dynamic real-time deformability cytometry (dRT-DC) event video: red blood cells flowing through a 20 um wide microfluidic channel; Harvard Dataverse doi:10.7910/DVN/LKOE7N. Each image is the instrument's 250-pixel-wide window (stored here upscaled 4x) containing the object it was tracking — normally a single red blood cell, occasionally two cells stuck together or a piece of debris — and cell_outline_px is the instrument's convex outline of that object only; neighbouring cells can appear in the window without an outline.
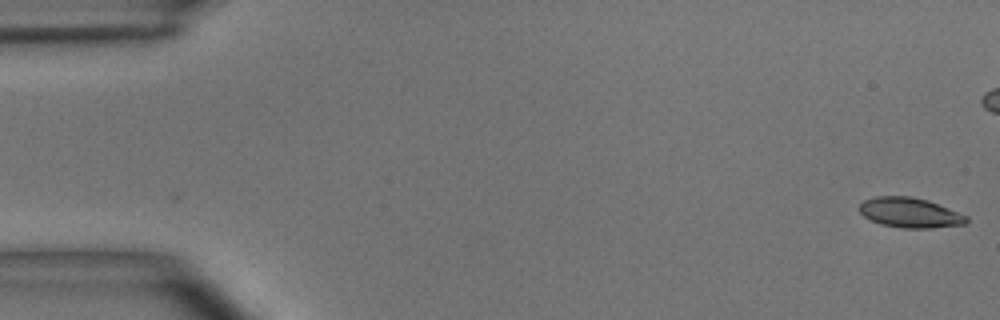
{"species": "common noctule bat (a hibernating species)", "species_latin": "Nyctalus noctula", "temperature_condition": "room temperature", "stored_images_in_passage": 55, "camera_frame_rate_fps": 3000, "um_per_image_px": 0.085, "animal": {"sex": "male", "body_mass_g": 15.6}, "frame": {"image": 1, "passage_image": 1, "time_ms": 0.0, "image_size_px": [1000, 320], "cell_outline_px": [[968, 224], [932, 228], [904, 228], [880, 224], [864, 216], [860, 212], [860, 204], [864, 200], [876, 196], [912, 196], [928, 200], [968, 216]], "centroid_in_image_um": [77.37, 18.08], "position_along_channel_um": 7.6, "area_um2": 18.73}}
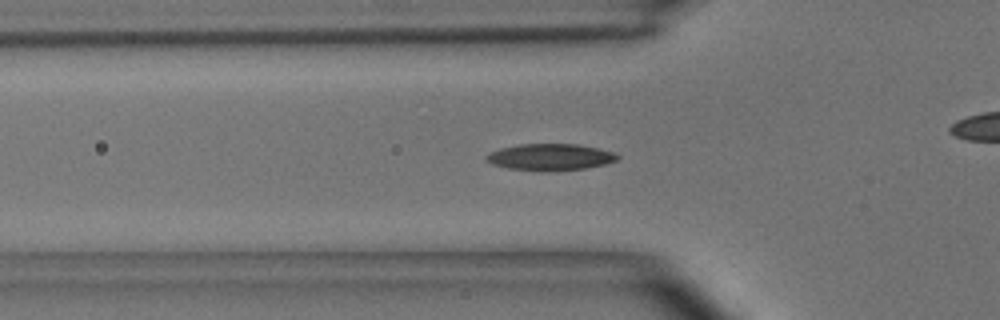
{"frame": {"image": 2, "passage_image": 18, "time_ms": 5.667, "image_size_px": [1000, 320], "cell_outline_px": [[620, 156], [616, 160], [604, 164], [584, 168], [548, 172], [544, 172], [508, 168], [492, 164], [484, 160], [484, 156], [488, 152], [500, 148], [520, 144], [580, 144], [600, 148], [612, 152]], "centroid_in_image_um": [46.72, 13.35], "position_along_channel_um": 79.1, "area_um2": 20.58}}
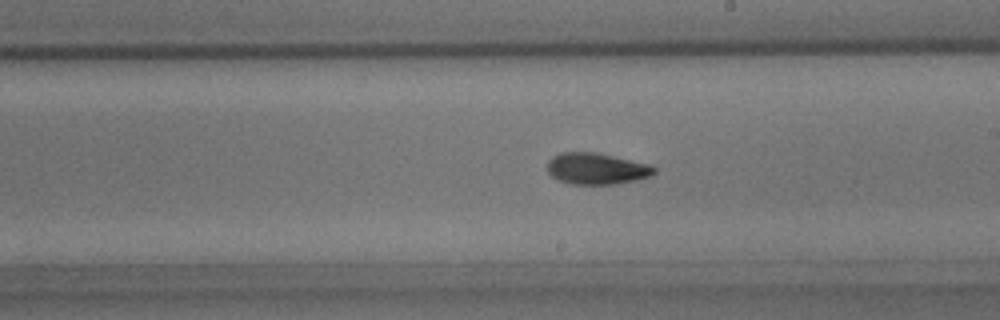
{"frame": {"image": 3, "passage_image": 31, "time_ms": 10.0, "image_size_px": [1000, 320], "cell_outline_px": [[656, 172], [652, 176], [636, 180], [616, 184], [568, 184], [552, 176], [548, 172], [548, 160], [552, 156], [560, 152], [596, 152], [652, 164], [656, 168]], "centroid_in_image_um": [50.74, 14.33], "position_along_channel_um": 238.3, "area_um2": 19.83}, "authors_computed_cell_mechanics": {"area_um2": 19.3052, "velocity_mm_per_s": 3.6528, "shape_relaxation_time_tau1_ms": 5.1323, "shape_relaxation_time_tau2_ms": 2.7839, "deformation_change_tau1": 0.1556, "deformation_change_tau2": 0.0881}}